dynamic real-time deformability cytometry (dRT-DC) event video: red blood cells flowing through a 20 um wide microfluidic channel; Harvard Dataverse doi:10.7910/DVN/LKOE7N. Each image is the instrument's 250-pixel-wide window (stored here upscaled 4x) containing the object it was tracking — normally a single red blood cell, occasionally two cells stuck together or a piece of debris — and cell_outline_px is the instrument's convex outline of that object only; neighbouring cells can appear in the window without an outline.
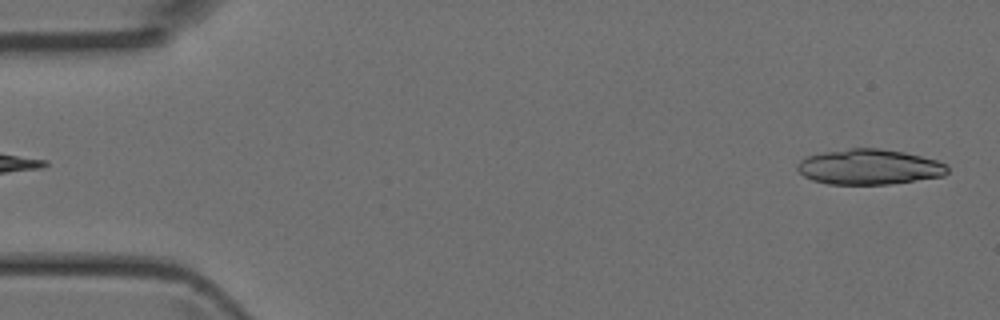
{"species": "Egyptian fruit bat (a non-hibernating species)", "species_latin": "Rousettus aegyptiacus", "temperature_condition": "room temperature", "stored_images_in_passage": 4, "segment_of_instrument_passage": [2, 2], "camera_frame_rate_fps": 3000, "um_per_image_px": 0.085, "animal": {"sex": "female"}, "frame": {"image": 1, "passage_image": 4, "time_ms": 1.0, "image_size_px": [1000, 320], "cell_outline_px": [[948, 172], [944, 176], [888, 184], [828, 184], [812, 180], [804, 176], [796, 168], [796, 164], [800, 160], [808, 156], [824, 152], [852, 148], [880, 148], [904, 152], [936, 160], [944, 164], [948, 168]], "centroid_in_image_um": [73.86, 14.19], "position_along_channel_um": 11.1, "area_um2": 30.75}}